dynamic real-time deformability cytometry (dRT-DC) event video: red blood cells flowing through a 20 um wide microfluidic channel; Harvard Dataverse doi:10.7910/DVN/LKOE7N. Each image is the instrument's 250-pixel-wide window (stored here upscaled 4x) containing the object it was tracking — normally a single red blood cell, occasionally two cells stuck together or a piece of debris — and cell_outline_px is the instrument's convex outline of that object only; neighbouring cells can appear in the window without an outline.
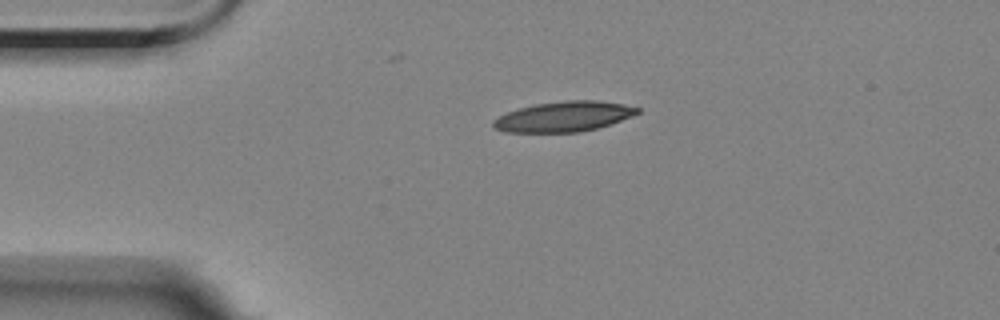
{"species": "Egyptian fruit bat (a non-hibernating species)", "species_latin": "Rousettus aegyptiacus", "temperature_condition": "room temperature", "stored_images_in_passage": 2, "camera_frame_rate_fps": 3000, "um_per_image_px": 0.085, "animal": {"sex": "female"}, "frame": {"image": 1, "passage_image": 1, "time_ms": 0.0, "image_size_px": [1000, 320], "cell_outline_px": [[640, 112], [632, 116], [596, 128], [580, 132], [504, 132], [492, 128], [492, 120], [508, 112], [520, 108], [536, 104], [564, 100], [596, 100], [624, 104], [640, 108]], "centroid_in_image_um": [47.9, 9.91], "position_along_channel_um": 37.1, "area_um2": 25.26}}